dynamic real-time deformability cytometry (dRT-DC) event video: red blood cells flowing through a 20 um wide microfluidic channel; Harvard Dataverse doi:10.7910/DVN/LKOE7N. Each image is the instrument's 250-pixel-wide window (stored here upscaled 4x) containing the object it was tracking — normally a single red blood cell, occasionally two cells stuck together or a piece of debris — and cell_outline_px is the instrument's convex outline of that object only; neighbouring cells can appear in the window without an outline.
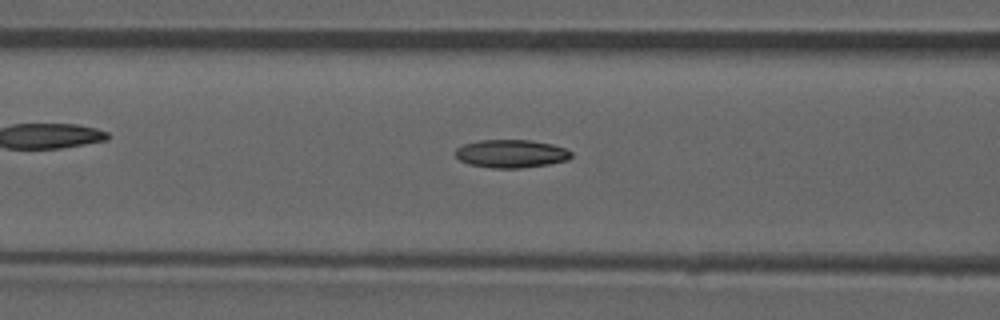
{"species": "common noctule bat (a hibernating species)", "species_latin": "Nyctalus noctula", "temperature_condition": "room temperature", "stored_images_in_passage": 45, "camera_frame_rate_fps": 3000, "um_per_image_px": 0.085, "animal": {"sex": "male", "forearm_length_mm": 52.5}, "frame": {"image": 1, "passage_image": 14, "time_ms": 4.333, "image_size_px": [1000, 320], "cell_outline_px": [[572, 156], [568, 160], [548, 164], [520, 168], [492, 168], [468, 164], [460, 160], [452, 152], [456, 148], [464, 144], [480, 140], [532, 140], [552, 144], [564, 148], [572, 152]], "centroid_in_image_um": [43.42, 13.06], "position_along_channel_um": 123.2, "area_um2": 19.07}, "authors_computed_cell_mechanics": {"area_um2": 18.6116, "velocity_mm_per_s": 3.9483, "shape_relaxation_time_tau1_ms": 8.0849, "shape_relaxation_time_tau2_ms": 5.0273, "deformation_change_tau1": 0.2287, "deformation_change_tau2": 0.1106}}